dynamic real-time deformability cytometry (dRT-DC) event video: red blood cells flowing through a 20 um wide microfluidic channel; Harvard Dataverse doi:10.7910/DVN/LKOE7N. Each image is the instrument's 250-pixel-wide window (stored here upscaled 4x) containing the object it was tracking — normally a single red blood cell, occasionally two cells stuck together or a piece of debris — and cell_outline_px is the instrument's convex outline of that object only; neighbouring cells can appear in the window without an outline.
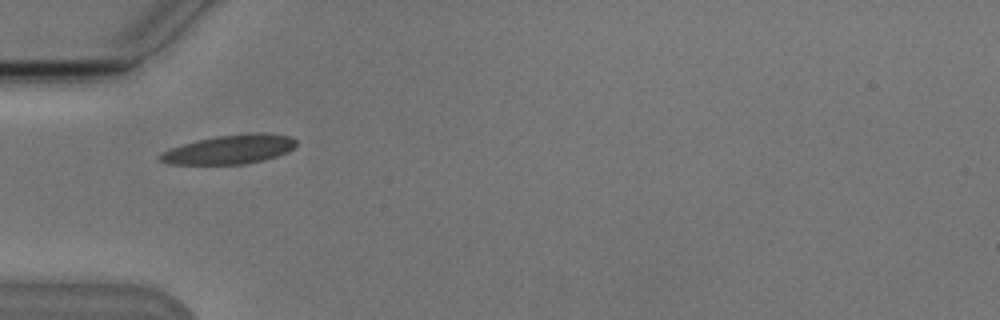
{"species": "Egyptian fruit bat (a non-hibernating species)", "species_latin": "Rousettus aegyptiacus", "temperature_condition": "cold", "stored_images_in_passage": 3, "camera_frame_rate_fps": 3000, "um_per_image_px": 0.085, "animal": {"sex": "male"}, "frame": {"image": 1, "passage_image": 1, "time_ms": 0.0, "image_size_px": [1000, 320], "cell_outline_px": [[296, 144], [288, 152], [264, 160], [244, 164], [168, 164], [160, 160], [156, 156], [160, 152], [168, 148], [196, 140], [216, 136], [288, 136], [296, 140]], "centroid_in_image_um": [19.35, 12.76], "position_along_channel_um": 65.7, "area_um2": 22.08}}
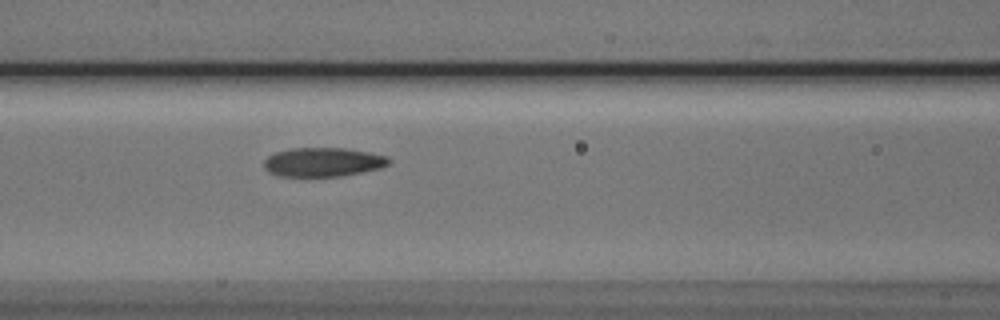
{"frame": {"image": 2, "passage_image": 3, "time_ms": 2.0, "image_size_px": [1000, 320], "cell_outline_px": [[388, 164], [380, 168], [340, 176], [280, 176], [268, 172], [264, 168], [264, 160], [268, 156], [276, 152], [292, 148], [344, 148], [368, 152], [384, 156], [388, 160]], "centroid_in_image_um": [27.39, 13.78], "position_along_channel_um": 139.2, "area_um2": 20.81}}